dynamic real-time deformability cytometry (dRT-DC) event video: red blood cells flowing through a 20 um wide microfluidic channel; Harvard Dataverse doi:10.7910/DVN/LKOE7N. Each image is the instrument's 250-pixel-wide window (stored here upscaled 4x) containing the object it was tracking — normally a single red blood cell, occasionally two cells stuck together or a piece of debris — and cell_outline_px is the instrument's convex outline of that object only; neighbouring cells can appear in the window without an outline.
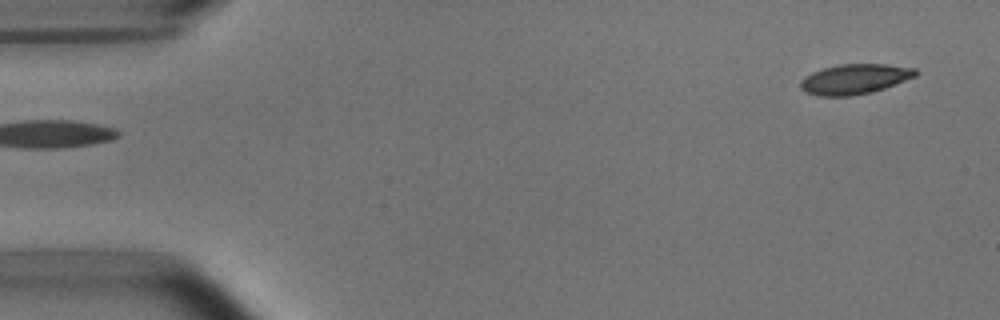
{"species": "common noctule bat (a hibernating species)", "species_latin": "Nyctalus noctula", "temperature_condition": "room temperature", "stored_images_in_passage": 50, "camera_frame_rate_fps": 3000, "um_per_image_px": 0.085, "animal": {"sex": "male", "body_mass_g": 15.6}, "frame": {"image": 1, "passage_image": 1, "time_ms": 0.0, "image_size_px": [1000, 320], "cell_outline_px": [[920, 72], [916, 76], [884, 88], [872, 92], [848, 96], [820, 96], [804, 92], [800, 88], [800, 80], [804, 76], [812, 72], [836, 64], [888, 64], [916, 68]], "centroid_in_image_um": [72.64, 6.71], "position_along_channel_um": 12.4, "area_um2": 20.35}}
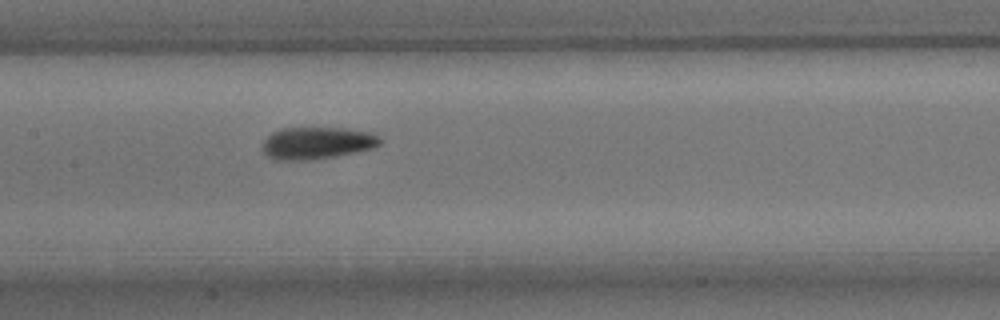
{"frame": {"image": 2, "passage_image": 23, "time_ms": 7.333, "image_size_px": [1000, 320], "cell_outline_px": [[380, 144], [376, 148], [336, 156], [312, 160], [276, 160], [268, 156], [260, 148], [264, 140], [272, 132], [280, 128], [344, 128], [368, 132], [380, 136]], "centroid_in_image_um": [26.93, 12.16], "position_along_channel_um": 180.5, "area_um2": 22.2}}
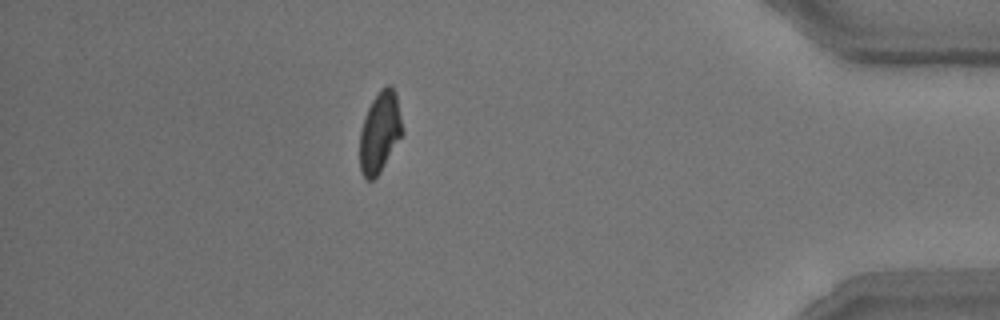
{"frame": {"image": 3, "passage_image": 44, "time_ms": 14.333, "image_size_px": [1000, 320], "cell_outline_px": [[404, 132], [380, 172], [372, 180], [368, 180], [360, 172], [360, 132], [368, 108], [372, 100], [380, 88], [388, 84], [396, 92]], "centroid_in_image_um": [32.3, 11.22], "position_along_channel_um": 402.9, "area_um2": 20.0}, "authors_computed_cell_mechanics": {"area_um2": 20.6057, "velocity_mm_per_s": 3.8125, "shape_relaxation_time_tau1_ms": 3.5411, "shape_relaxation_time_tau2_ms": 4.051, "deformation_change_tau1": 0.1236, "deformation_change_tau2": 0.0866}}